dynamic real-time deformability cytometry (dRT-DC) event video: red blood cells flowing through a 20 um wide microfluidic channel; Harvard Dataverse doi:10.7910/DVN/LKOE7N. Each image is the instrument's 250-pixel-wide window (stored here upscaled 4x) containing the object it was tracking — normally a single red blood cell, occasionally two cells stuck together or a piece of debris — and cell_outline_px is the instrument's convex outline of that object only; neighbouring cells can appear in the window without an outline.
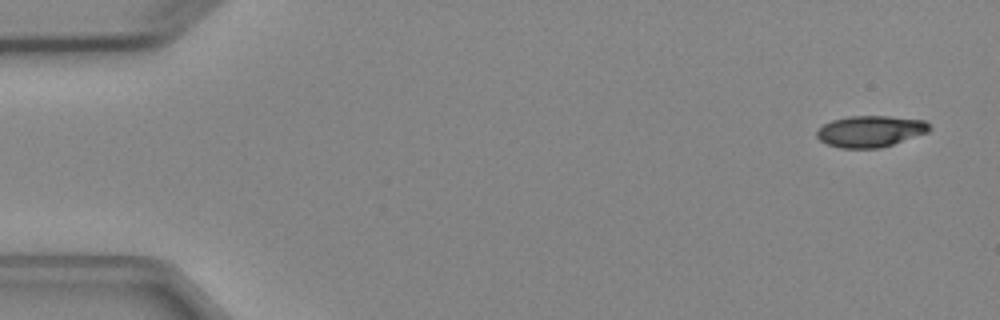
{"species": "Egyptian fruit bat (a non-hibernating species)", "species_latin": "Rousettus aegyptiacus", "temperature_condition": "cold", "stored_images_in_passage": 6, "camera_frame_rate_fps": 3000, "um_per_image_px": 0.085, "animal": {"sex": "female"}, "frame": {"image": 1, "passage_image": 1, "time_ms": 0.0, "image_size_px": [1000, 320], "cell_outline_px": [[932, 128], [928, 132], [880, 148], [840, 148], [828, 144], [820, 140], [816, 136], [816, 132], [824, 124], [832, 120], [848, 116], [888, 116], [924, 120]], "centroid_in_image_um": [73.97, 11.15], "position_along_channel_um": 11.0, "area_um2": 20.46}}
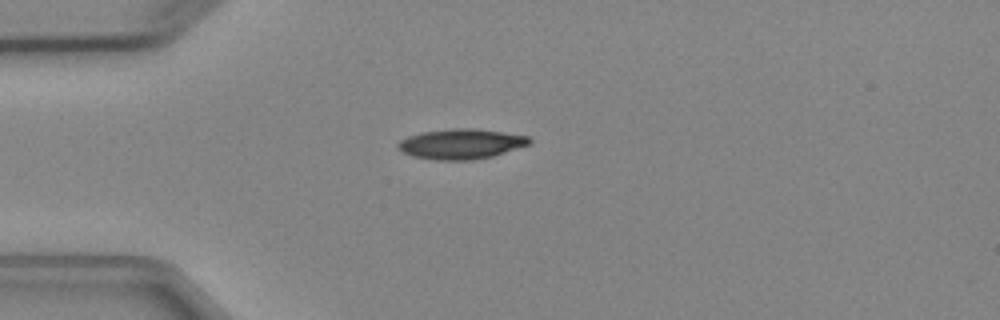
{"frame": {"image": 2, "passage_image": 4, "time_ms": 3.667, "image_size_px": [1000, 320], "cell_outline_px": [[532, 140], [528, 144], [492, 156], [472, 160], [436, 160], [412, 156], [396, 148], [396, 144], [400, 140], [408, 136], [420, 132], [452, 128], [476, 128], [528, 136]], "centroid_in_image_um": [39.13, 12.22], "position_along_channel_um": 45.9, "area_um2": 23.0}}